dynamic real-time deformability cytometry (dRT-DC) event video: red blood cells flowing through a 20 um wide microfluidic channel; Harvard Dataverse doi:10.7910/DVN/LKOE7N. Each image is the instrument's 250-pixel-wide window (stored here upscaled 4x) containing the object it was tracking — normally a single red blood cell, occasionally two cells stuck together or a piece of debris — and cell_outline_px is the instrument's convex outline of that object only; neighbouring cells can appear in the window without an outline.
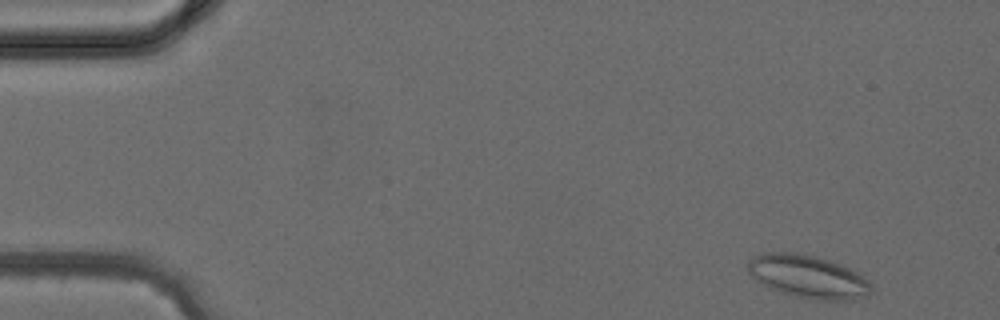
{"species": "common noctule bat (a hibernating species)", "species_latin": "Nyctalus noctula", "temperature_condition": "cold", "stored_images_in_passage": 19, "camera_frame_rate_fps": 3000, "um_per_image_px": 0.085, "animal": {"sex": "female", "body_mass_g": 24.6, "forearm_length_mm": 56.2}, "frame": {"image": 1, "passage_image": 1, "time_ms": 0.0, "image_size_px": [1000, 320], "cell_outline_px": [[872, 292], [868, 296], [852, 300], [824, 300], [800, 296], [768, 288], [760, 284], [748, 272], [748, 260], [752, 256], [760, 252], [796, 252], [816, 256], [840, 264], [864, 276], [872, 284]], "centroid_in_image_um": [68.67, 23.49], "position_along_channel_um": 16.3, "area_um2": 30.98}}
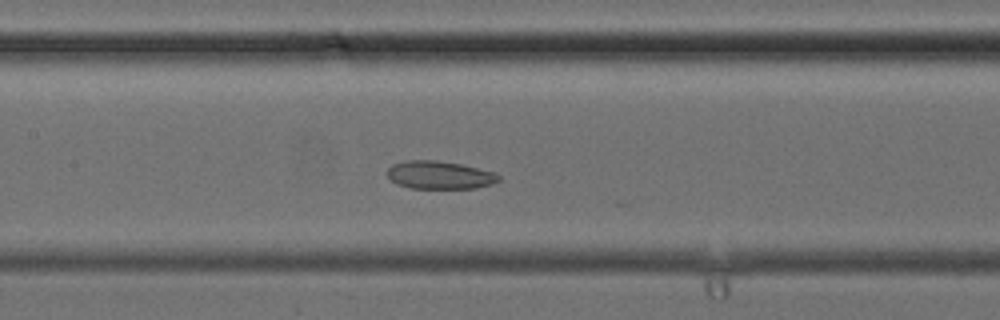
{"frame": {"image": 2, "passage_image": 16, "time_ms": 5.0, "image_size_px": [1000, 320], "cell_outline_px": [[500, 180], [492, 184], [476, 188], [412, 188], [396, 184], [388, 176], [388, 168], [392, 164], [404, 160], [436, 160], [460, 164], [496, 172], [500, 176]], "centroid_in_image_um": [37.38, 14.87], "position_along_channel_um": 170.0, "area_um2": 18.21}}
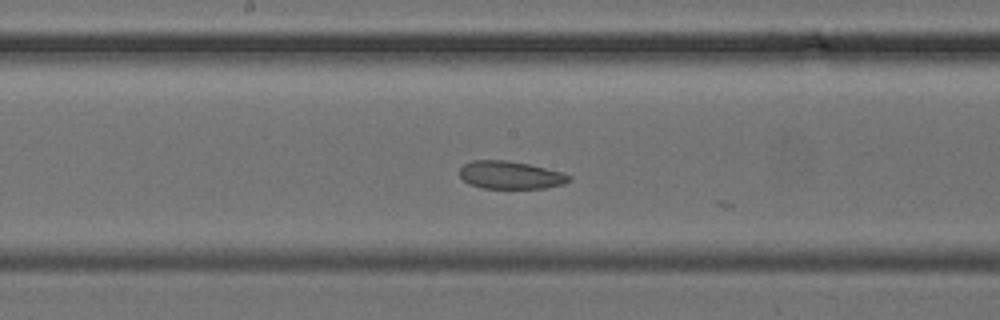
{"frame": {"image": 3, "passage_image": 18, "time_ms": 5.667, "image_size_px": [1000, 320], "cell_outline_px": [[572, 180], [564, 184], [548, 188], [484, 188], [468, 184], [460, 176], [460, 168], [464, 164], [472, 160], [504, 160], [528, 164], [564, 172], [572, 176]], "centroid_in_image_um": [43.43, 14.88], "position_along_channel_um": 204.8, "area_um2": 17.86}}